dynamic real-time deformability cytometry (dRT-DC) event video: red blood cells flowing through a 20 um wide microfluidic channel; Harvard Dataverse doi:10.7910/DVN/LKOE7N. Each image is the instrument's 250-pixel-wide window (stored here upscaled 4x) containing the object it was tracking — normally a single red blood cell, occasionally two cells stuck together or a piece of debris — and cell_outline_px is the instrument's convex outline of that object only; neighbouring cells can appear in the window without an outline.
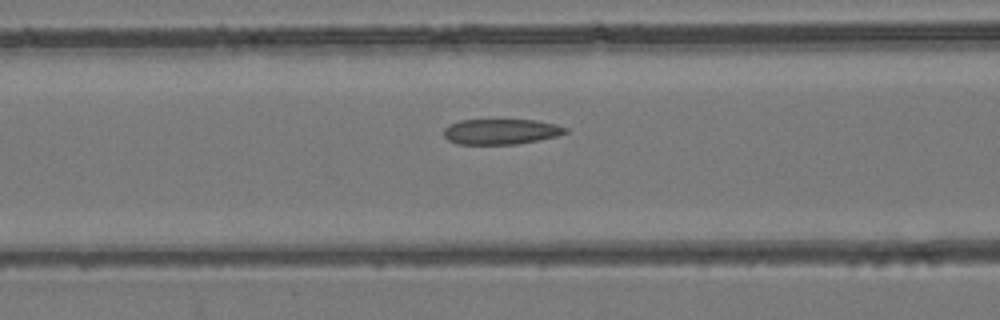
{"species": "common noctule bat (a hibernating species)", "species_latin": "Nyctalus noctula", "temperature_condition": "room temperature", "stored_images_in_passage": 38, "camera_frame_rate_fps": 3000, "um_per_image_px": 0.085, "animal": {"sex": "female", "body_mass_g": 24.6, "forearm_length_mm": 56.2}, "frame": {"image": 1, "passage_image": 15, "time_ms": 4.667, "image_size_px": [1000, 320], "cell_outline_px": [[568, 132], [556, 136], [516, 144], [456, 144], [448, 140], [444, 136], [444, 128], [448, 124], [460, 120], [536, 120], [556, 124], [568, 128]], "centroid_in_image_um": [42.55, 11.18], "position_along_channel_um": 124.0, "area_um2": 18.03}}
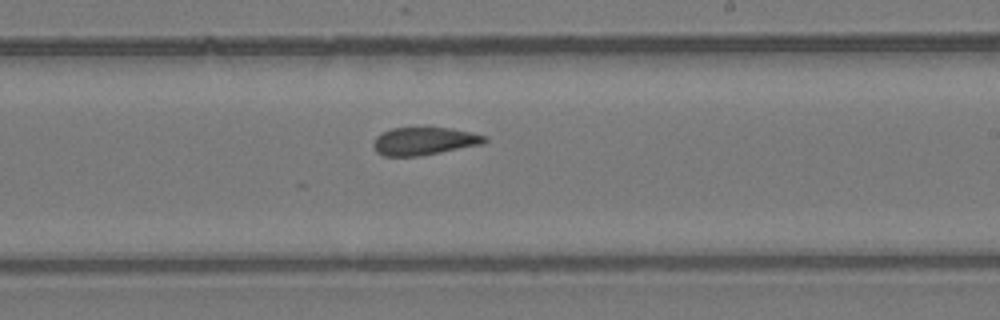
{"frame": {"image": 2, "passage_image": 24, "time_ms": 7.667, "image_size_px": [1000, 320], "cell_outline_px": [[488, 140], [484, 144], [440, 152], [416, 156], [384, 156], [376, 152], [372, 144], [376, 136], [380, 132], [392, 128], [424, 124], [452, 128], [472, 132], [488, 136]], "centroid_in_image_um": [36.06, 11.93], "position_along_channel_um": 252.9, "area_um2": 19.02}}
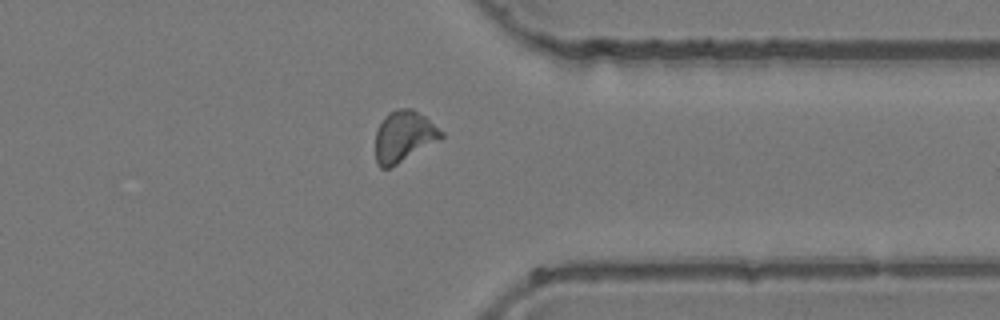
{"frame": {"image": 3, "passage_image": 33, "time_ms": 10.667, "image_size_px": [1000, 320], "cell_outline_px": [[444, 136], [440, 140], [396, 164], [388, 168], [380, 168], [376, 164], [376, 128], [384, 116], [388, 112], [396, 108], [412, 108], [424, 116], [444, 132]], "centroid_in_image_um": [34.31, 11.57], "position_along_channel_um": 377.1, "area_um2": 19.59}}